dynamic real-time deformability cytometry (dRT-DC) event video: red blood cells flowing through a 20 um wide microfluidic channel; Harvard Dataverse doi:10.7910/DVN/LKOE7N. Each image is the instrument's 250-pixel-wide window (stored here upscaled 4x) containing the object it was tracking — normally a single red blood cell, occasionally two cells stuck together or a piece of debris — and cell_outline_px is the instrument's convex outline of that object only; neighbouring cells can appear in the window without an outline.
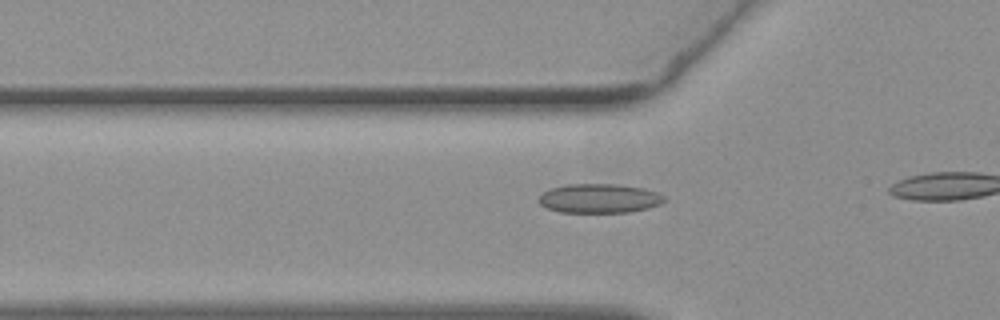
{"species": "common noctule bat (a hibernating species)", "species_latin": "Nyctalus noctula", "temperature_condition": "warm", "stored_images_in_passage": 8, "camera_frame_rate_fps": 3000, "um_per_image_px": 0.085, "animal": {"sex": "female", "body_mass_g": 19.3, "forearm_length_mm": 54.1}, "frame": {"image": 1, "passage_image": 3, "time_ms": 0.667, "image_size_px": [1000, 320], "cell_outline_px": [[664, 200], [660, 204], [648, 208], [628, 212], [560, 212], [548, 208], [540, 204], [536, 200], [544, 192], [552, 188], [568, 184], [616, 184], [644, 188], [656, 192], [664, 196]], "centroid_in_image_um": [50.93, 16.86], "position_along_channel_um": 74.9, "area_um2": 21.21}}
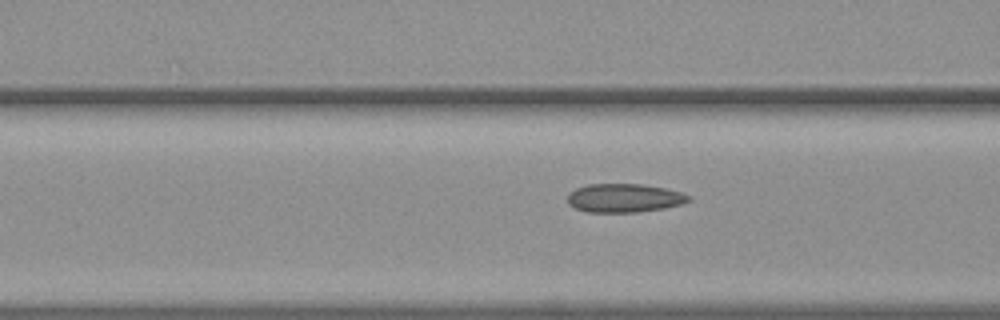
{"frame": {"image": 2, "passage_image": 6, "time_ms": 1.667, "image_size_px": [1000, 320], "cell_outline_px": [[692, 200], [680, 204], [664, 208], [640, 212], [584, 212], [568, 204], [568, 196], [576, 188], [588, 184], [644, 184], [664, 188], [680, 192], [692, 196]], "centroid_in_image_um": [53.08, 16.83], "position_along_channel_um": 113.5, "area_um2": 20.23}}